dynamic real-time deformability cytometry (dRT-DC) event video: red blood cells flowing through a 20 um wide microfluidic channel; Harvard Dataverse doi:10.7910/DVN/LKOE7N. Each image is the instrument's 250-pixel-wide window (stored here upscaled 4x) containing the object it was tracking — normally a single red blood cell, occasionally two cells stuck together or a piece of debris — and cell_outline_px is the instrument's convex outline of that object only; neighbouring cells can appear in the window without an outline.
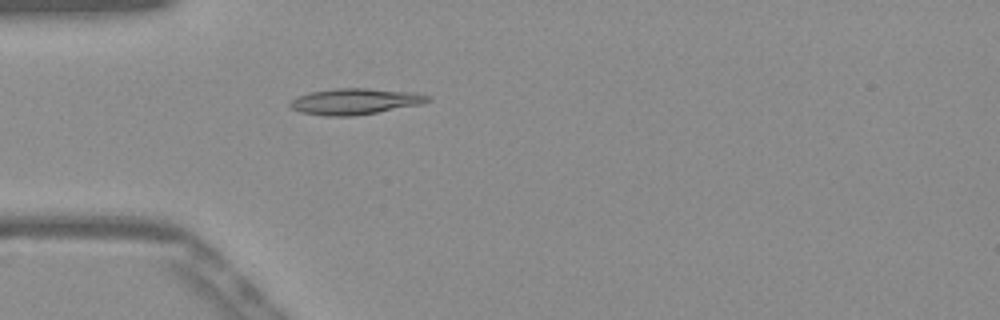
{"species": "Egyptian fruit bat (a non-hibernating species)", "species_latin": "Rousettus aegyptiacus", "temperature_condition": "warm", "stored_images_in_passage": 52, "camera_frame_rate_fps": 3000, "um_per_image_px": 0.085, "frame": {"image": 1, "passage_image": 15, "time_ms": 4.667, "image_size_px": [1000, 320], "cell_outline_px": [[432, 100], [420, 104], [376, 112], [352, 116], [324, 116], [300, 112], [292, 108], [288, 104], [292, 100], [300, 96], [312, 92], [336, 88], [364, 88], [420, 92], [432, 96]], "centroid_in_image_um": [30.24, 8.61], "position_along_channel_um": 54.8, "area_um2": 20.87}}
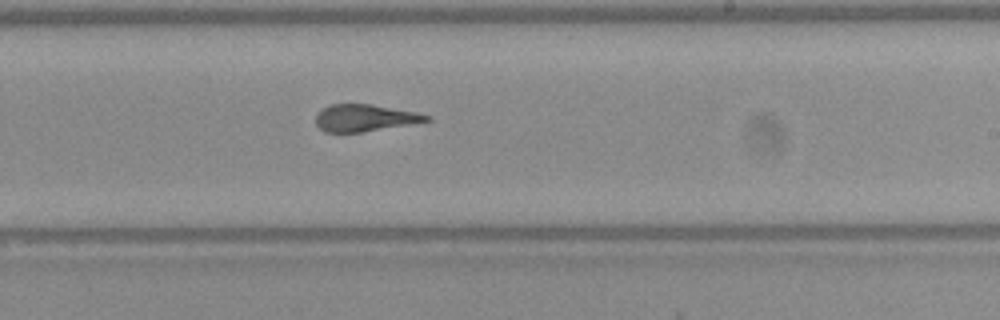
{"frame": {"image": 2, "passage_image": 31, "time_ms": 10.0, "image_size_px": [1000, 320], "cell_outline_px": [[432, 120], [416, 124], [360, 132], [324, 132], [316, 124], [316, 116], [324, 108], [332, 104], [372, 104], [416, 112], [432, 116]], "centroid_in_image_um": [31.08, 10.03], "position_along_channel_um": 257.9, "area_um2": 17.46}}
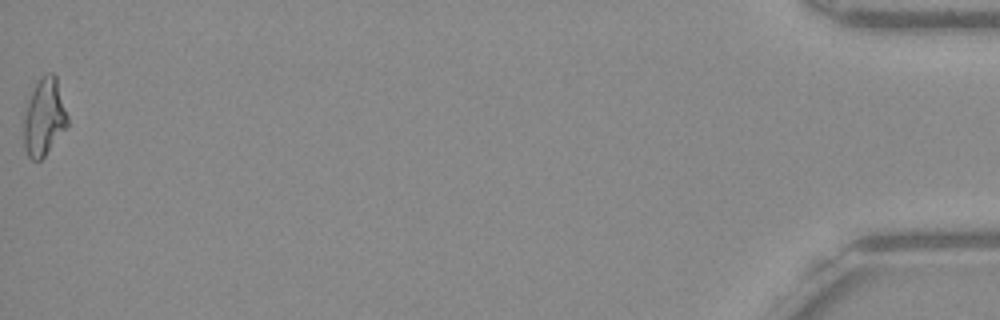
{"frame": {"image": 3, "passage_image": 52, "time_ms": 17.0, "image_size_px": [1000, 320], "cell_outline_px": [[68, 128], [44, 156], [40, 160], [32, 160], [28, 156], [24, 148], [24, 100], [36, 84], [48, 72], [52, 72], [56, 76], [68, 116]], "centroid_in_image_um": [3.74, 9.96], "position_along_channel_um": 431.5, "area_um2": 20.11}, "authors_computed_cell_mechanics": {"area_um2": 18.8428, "velocity_mm_per_s": 3.9111, "shape_relaxation_time_tau1_ms": 11.0219, "shape_relaxation_time_tau2_ms": 1.5697, "deformation_change_tau1": 0.3264, "deformation_change_tau2": 0.1126}}